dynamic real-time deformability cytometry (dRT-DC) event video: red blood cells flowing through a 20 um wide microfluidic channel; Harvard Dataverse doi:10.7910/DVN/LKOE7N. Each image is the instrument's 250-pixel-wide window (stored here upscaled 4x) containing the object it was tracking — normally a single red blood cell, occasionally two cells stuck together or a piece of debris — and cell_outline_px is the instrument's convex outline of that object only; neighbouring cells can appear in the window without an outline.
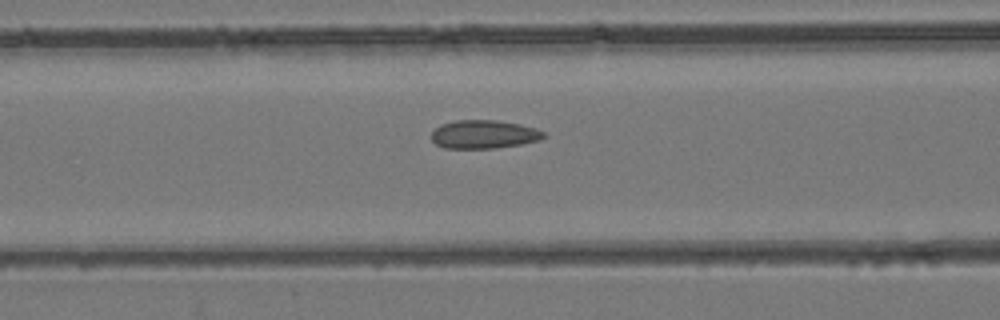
{"species": "common noctule bat (a hibernating species)", "species_latin": "Nyctalus noctula", "temperature_condition": "room temperature", "stored_images_in_passage": 40, "camera_frame_rate_fps": 3000, "um_per_image_px": 0.085, "animal": {"sex": "female", "body_mass_g": 24.6, "forearm_length_mm": 56.2}, "frame": {"image": 1, "passage_image": 12, "time_ms": 3.667, "image_size_px": [1000, 320], "cell_outline_px": [[548, 136], [540, 140], [520, 144], [492, 148], [444, 148], [436, 144], [432, 140], [432, 132], [440, 124], [456, 120], [496, 120], [520, 124], [536, 128], [544, 132]], "centroid_in_image_um": [41.15, 11.41], "position_along_channel_um": 125.5, "area_um2": 18.61}}
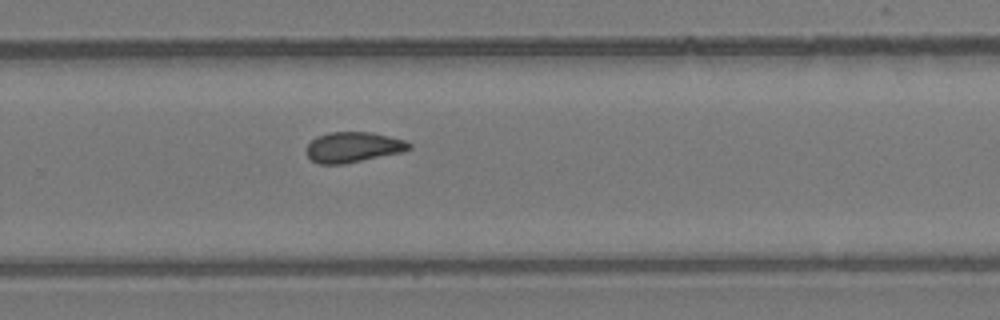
{"frame": {"image": 2, "passage_image": 24, "time_ms": 7.667, "image_size_px": [1000, 320], "cell_outline_px": [[412, 148], [400, 152], [344, 164], [320, 164], [312, 160], [304, 152], [308, 144], [316, 136], [328, 132], [372, 132], [404, 140], [412, 144]], "centroid_in_image_um": [29.98, 12.5], "position_along_channel_um": 299.8, "area_um2": 18.15}}
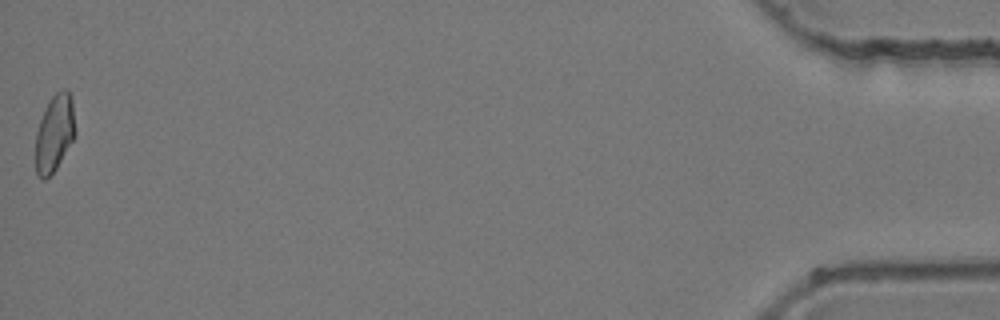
{"frame": {"image": 3, "passage_image": 40, "time_ms": 13.0, "image_size_px": [1000, 320], "cell_outline_px": [[76, 136], [56, 168], [44, 180], [36, 176], [36, 132], [44, 108], [52, 96], [56, 92], [64, 88], [68, 88], [72, 96], [76, 132]], "centroid_in_image_um": [4.66, 11.28], "position_along_channel_um": 430.5, "area_um2": 18.09}}